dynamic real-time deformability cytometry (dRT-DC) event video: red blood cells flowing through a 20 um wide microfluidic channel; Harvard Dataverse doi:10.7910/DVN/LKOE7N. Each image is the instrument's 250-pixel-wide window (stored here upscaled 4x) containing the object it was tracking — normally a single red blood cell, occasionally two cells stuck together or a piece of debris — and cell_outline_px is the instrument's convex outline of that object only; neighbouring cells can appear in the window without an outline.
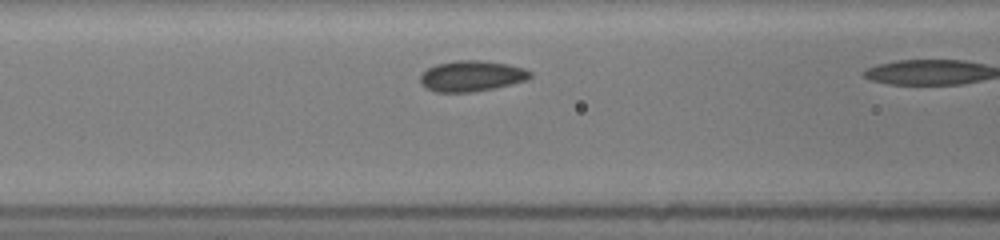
{"species": "common noctule bat (a hibernating species)", "species_latin": "Nyctalus noctula", "temperature_condition": "room temperature", "stored_images_in_passage": 10, "camera_frame_rate_fps": 3000, "um_per_image_px": 0.085, "animal": {"sex": "female", "body_mass_g": 19.5, "forearm_length_mm": 54.1}, "frame": {"image": 1, "passage_image": 8, "time_ms": 1.333, "image_size_px": [1000, 240], "cell_outline_px": [[532, 76], [528, 80], [492, 88], [472, 92], [436, 92], [424, 88], [420, 80], [420, 76], [428, 68], [436, 64], [456, 60], [480, 60], [508, 64], [524, 68], [532, 72]], "centroid_in_image_um": [40.08, 6.46], "position_along_channel_um": 126.5, "area_um2": 19.71}}